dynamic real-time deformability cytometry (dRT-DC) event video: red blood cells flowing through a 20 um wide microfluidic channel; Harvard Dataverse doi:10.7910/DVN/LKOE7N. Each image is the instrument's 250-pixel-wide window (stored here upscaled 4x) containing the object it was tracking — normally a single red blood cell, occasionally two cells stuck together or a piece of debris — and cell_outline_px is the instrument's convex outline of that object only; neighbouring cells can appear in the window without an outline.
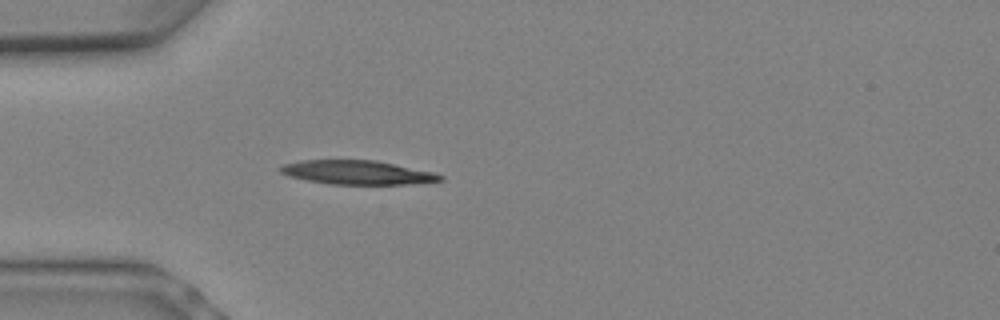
{"species": "Egyptian fruit bat (a non-hibernating species)", "species_latin": "Rousettus aegyptiacus", "temperature_condition": "warm", "stored_images_in_passage": 4, "camera_frame_rate_fps": 3000, "um_per_image_px": 0.085, "animal": {"sex": "female"}, "frame": {"image": 1, "passage_image": 1, "time_ms": 0.0, "image_size_px": [1000, 320], "cell_outline_px": [[444, 180], [408, 184], [328, 184], [288, 176], [280, 172], [280, 168], [284, 164], [300, 160], [376, 160], [436, 172], [444, 176]], "centroid_in_image_um": [30.41, 14.65], "position_along_channel_um": 54.6, "area_um2": 22.37}}
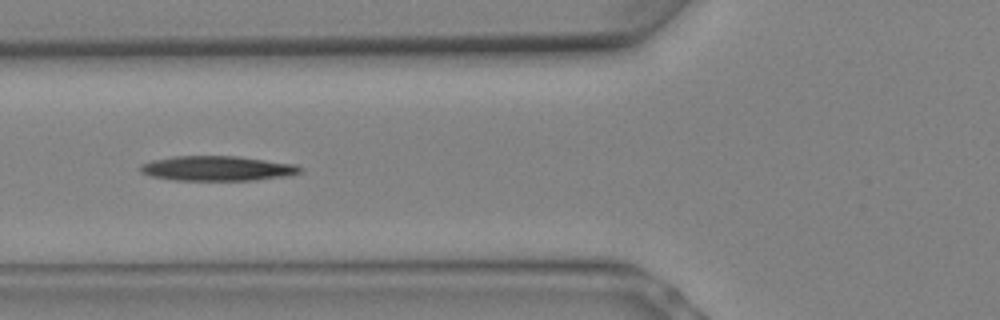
{"frame": {"image": 2, "passage_image": 3, "time_ms": 0.667, "image_size_px": [1000, 320], "cell_outline_px": [[304, 172], [288, 176], [252, 180], [172, 180], [152, 176], [140, 172], [140, 164], [152, 160], [172, 156], [236, 156], [296, 164], [304, 168]], "centroid_in_image_um": [18.5, 14.31], "position_along_channel_um": 107.3, "area_um2": 23.29}}